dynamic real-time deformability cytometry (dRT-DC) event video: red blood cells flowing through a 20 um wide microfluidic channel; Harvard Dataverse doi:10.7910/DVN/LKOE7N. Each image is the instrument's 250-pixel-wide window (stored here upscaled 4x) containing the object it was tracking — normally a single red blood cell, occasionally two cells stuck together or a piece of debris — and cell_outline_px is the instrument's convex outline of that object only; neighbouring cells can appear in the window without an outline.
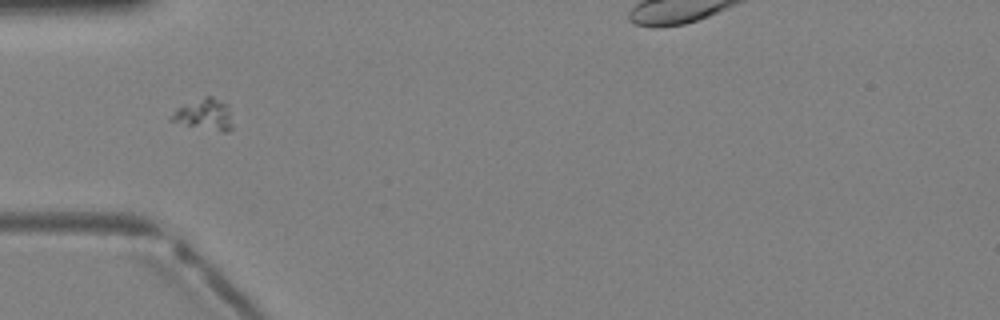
{"species": "Egyptian fruit bat (a non-hibernating species)", "species_latin": "Rousettus aegyptiacus", "temperature_condition": "warm", "stored_images_in_passage": 5, "segment_of_instrument_passage": [1, 2], "camera_frame_rate_fps": 3000, "um_per_image_px": 0.085, "animal": {"sex": "female"}, "frame": {"image": 1, "passage_image": 2, "time_ms": 0.333, "image_size_px": [1000, 320], "cell_outline_px": [[232, 128], [228, 132], [220, 132], [168, 120], [168, 116], [176, 108], [204, 96], [212, 96], [228, 104], [232, 124]], "centroid_in_image_um": [17.37, 9.73], "position_along_channel_um": 67.6, "area_um2": 11.21}}